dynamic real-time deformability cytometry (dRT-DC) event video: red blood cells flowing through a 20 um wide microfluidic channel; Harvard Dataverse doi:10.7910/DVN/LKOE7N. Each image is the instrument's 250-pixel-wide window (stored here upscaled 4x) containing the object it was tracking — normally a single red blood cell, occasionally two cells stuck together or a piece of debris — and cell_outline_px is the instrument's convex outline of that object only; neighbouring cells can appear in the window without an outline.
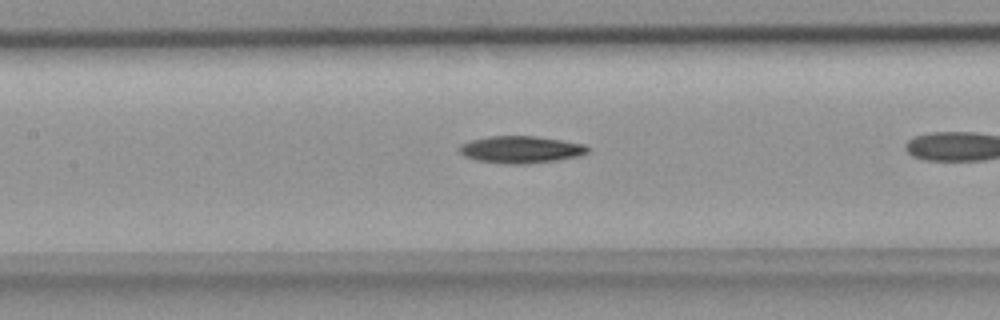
{"species": "common noctule bat (a hibernating species)", "species_latin": "Nyctalus noctula", "temperature_condition": "room temperature", "stored_images_in_passage": 27, "camera_frame_rate_fps": 3000, "um_per_image_px": 0.085, "animal": {"sex": "female", "body_mass_g": 18.4}, "frame": {"image": 1, "passage_image": 12, "time_ms": 3.667, "image_size_px": [1000, 320], "cell_outline_px": [[592, 148], [588, 152], [580, 156], [556, 160], [524, 164], [512, 164], [476, 160], [464, 156], [460, 152], [460, 144], [472, 140], [488, 136], [536, 136], [584, 144]], "centroid_in_image_um": [44.3, 12.71], "position_along_channel_um": 163.1, "area_um2": 20.17}}
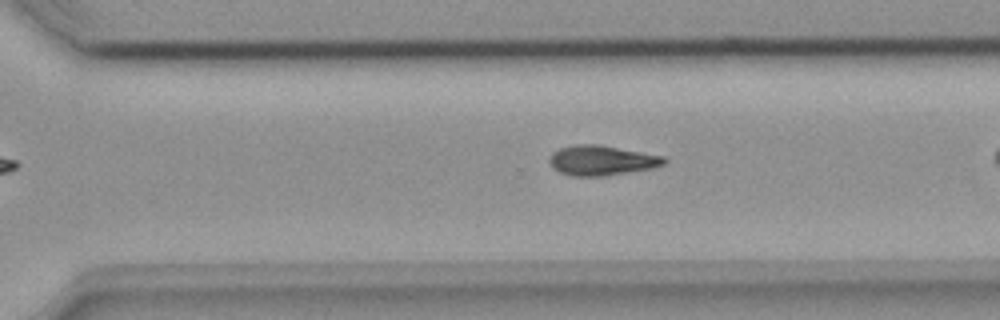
{"frame": {"image": 2, "passage_image": 23, "time_ms": 7.333, "image_size_px": [1000, 320], "cell_outline_px": [[668, 160], [664, 164], [652, 168], [604, 176], [572, 176], [560, 172], [552, 168], [548, 160], [548, 156], [552, 152], [560, 148], [576, 144], [600, 144], [664, 156]], "centroid_in_image_um": [51.11, 13.63], "position_along_channel_um": 319.5, "area_um2": 20.17}}